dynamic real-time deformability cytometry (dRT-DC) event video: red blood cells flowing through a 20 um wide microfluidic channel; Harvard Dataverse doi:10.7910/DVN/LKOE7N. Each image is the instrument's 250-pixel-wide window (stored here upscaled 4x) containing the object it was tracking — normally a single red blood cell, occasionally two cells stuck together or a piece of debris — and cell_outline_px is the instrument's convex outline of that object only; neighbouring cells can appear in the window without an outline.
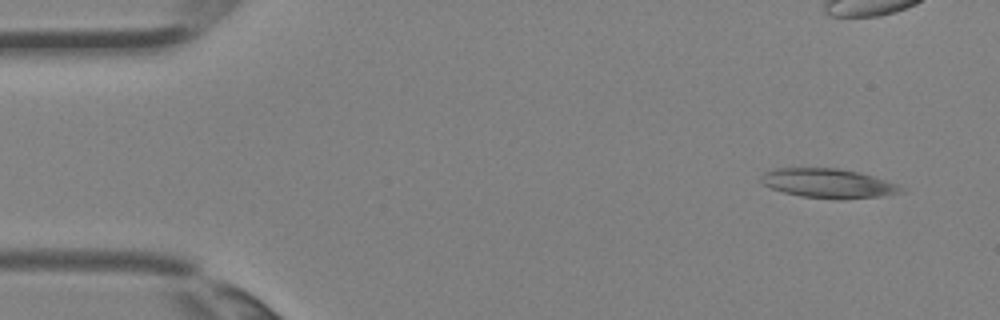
{"species": "Egyptian fruit bat (a non-hibernating species)", "species_latin": "Rousettus aegyptiacus", "temperature_condition": "room temperature", "stored_images_in_passage": 3, "camera_frame_rate_fps": 3000, "um_per_image_px": 0.085, "animal": {"sex": "female"}, "frame": {"image": 1, "passage_image": 1, "time_ms": 0.0, "image_size_px": [1000, 320], "cell_outline_px": [[904, 192], [880, 196], [840, 200], [836, 200], [800, 196], [784, 192], [772, 188], [764, 184], [760, 180], [760, 176], [764, 172], [776, 168], [836, 168], [860, 172], [896, 184]], "centroid_in_image_um": [70.36, 15.59], "position_along_channel_um": 14.6, "area_um2": 23.81}}